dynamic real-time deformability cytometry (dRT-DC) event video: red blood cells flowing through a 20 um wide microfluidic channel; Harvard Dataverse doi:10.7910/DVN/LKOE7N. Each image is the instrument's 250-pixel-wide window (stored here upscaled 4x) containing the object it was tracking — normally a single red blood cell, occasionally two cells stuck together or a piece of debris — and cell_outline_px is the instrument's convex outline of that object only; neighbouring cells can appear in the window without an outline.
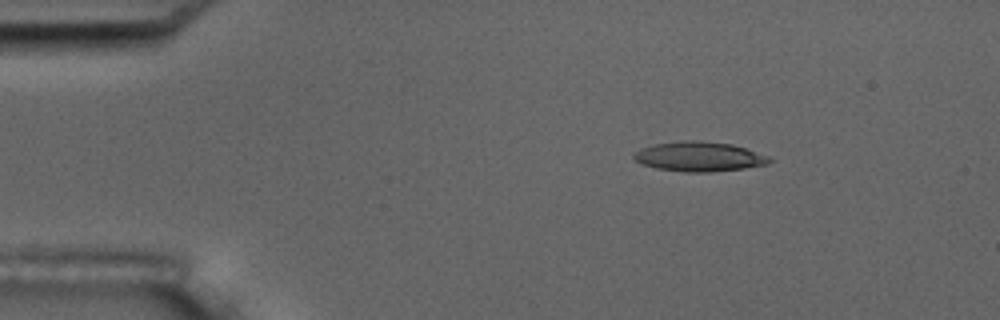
{"species": "common noctule bat (a hibernating species)", "species_latin": "Nyctalus noctula", "temperature_condition": "room temperature", "stored_images_in_passage": 3, "camera_frame_rate_fps": 3000, "um_per_image_px": 0.085, "animal": {"sex": "male", "body_mass_g": 17.5, "forearm_length_mm": 52.3}, "frame": {"image": 1, "passage_image": 1, "time_ms": 0.0, "image_size_px": [1000, 320], "cell_outline_px": [[772, 160], [768, 164], [744, 168], [712, 172], [684, 172], [656, 168], [640, 164], [632, 156], [640, 148], [652, 144], [680, 140], [700, 140], [732, 144], [768, 156]], "centroid_in_image_um": [59.38, 13.3], "position_along_channel_um": 25.6, "area_um2": 23.58}}